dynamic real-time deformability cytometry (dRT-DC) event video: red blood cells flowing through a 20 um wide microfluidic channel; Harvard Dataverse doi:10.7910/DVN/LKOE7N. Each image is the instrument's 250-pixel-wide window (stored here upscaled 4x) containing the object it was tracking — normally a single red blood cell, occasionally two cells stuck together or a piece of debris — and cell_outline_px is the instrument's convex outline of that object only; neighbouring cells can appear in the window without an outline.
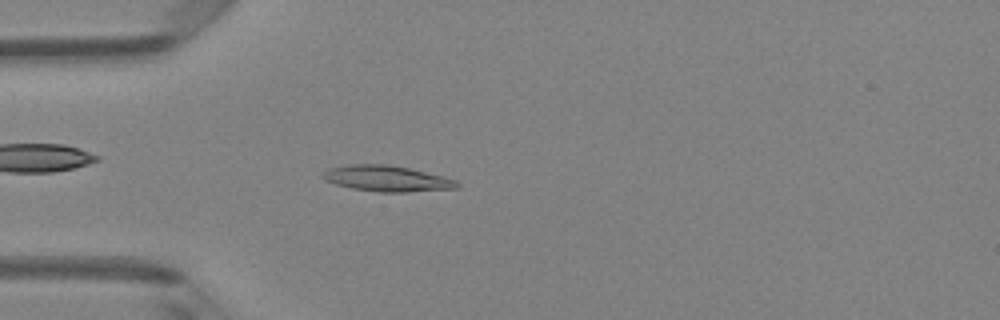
{"species": "Egyptian fruit bat (a non-hibernating species)", "species_latin": "Rousettus aegyptiacus", "temperature_condition": "room temperature", "stored_images_in_passage": 5, "camera_frame_rate_fps": 3000, "um_per_image_px": 0.085, "animal": {"sex": "female"}, "frame": {"image": 1, "passage_image": 5, "time_ms": 4.333, "image_size_px": [1000, 320], "cell_outline_px": [[460, 188], [408, 192], [380, 192], [352, 188], [336, 184], [324, 180], [320, 176], [328, 168], [348, 164], [388, 164], [408, 168], [444, 176], [456, 180], [460, 184]], "centroid_in_image_um": [32.89, 15.17], "position_along_channel_um": 52.1, "area_um2": 20.35}}